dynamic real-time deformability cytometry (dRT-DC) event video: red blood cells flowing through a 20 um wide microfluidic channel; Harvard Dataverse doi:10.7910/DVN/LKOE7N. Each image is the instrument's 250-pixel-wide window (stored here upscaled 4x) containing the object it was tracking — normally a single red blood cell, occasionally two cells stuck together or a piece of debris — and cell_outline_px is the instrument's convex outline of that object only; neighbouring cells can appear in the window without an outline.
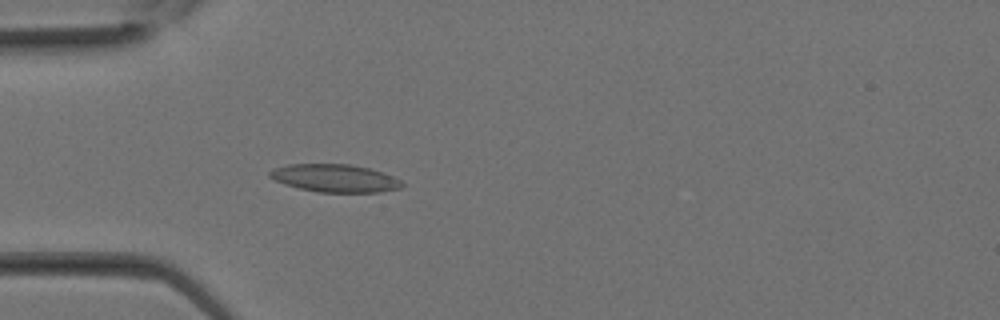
{"species": "Egyptian fruit bat (a non-hibernating species)", "species_latin": "Rousettus aegyptiacus", "temperature_condition": "room temperature", "stored_images_in_passage": 5, "camera_frame_rate_fps": 3000, "um_per_image_px": 0.085, "animal": {"sex": "female"}, "frame": {"image": 1, "passage_image": 1, "time_ms": 0.0, "image_size_px": [1000, 320], "cell_outline_px": [[404, 184], [400, 188], [380, 192], [316, 192], [284, 184], [268, 176], [268, 172], [272, 168], [288, 164], [352, 164], [384, 172], [400, 180]], "centroid_in_image_um": [28.45, 15.14], "position_along_channel_um": 56.6, "area_um2": 21.5}}
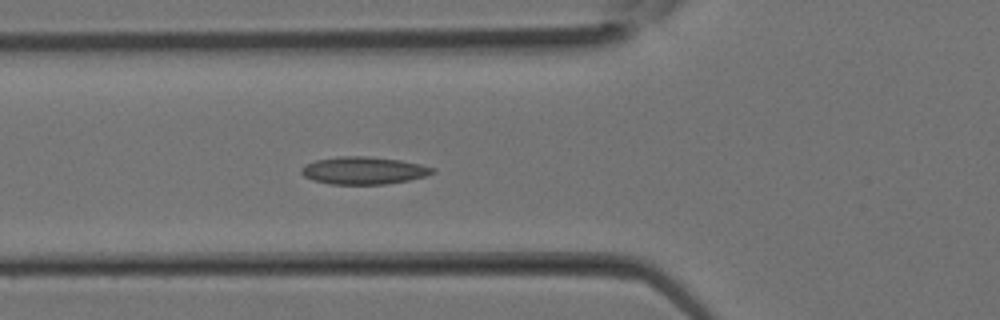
{"frame": {"image": 2, "passage_image": 3, "time_ms": 0.667, "image_size_px": [1000, 320], "cell_outline_px": [[436, 172], [424, 176], [408, 180], [384, 184], [328, 184], [312, 180], [304, 176], [300, 172], [300, 168], [304, 164], [316, 160], [340, 156], [368, 156], [400, 160], [420, 164], [436, 168]], "centroid_in_image_um": [30.88, 14.49], "position_along_channel_um": 94.9, "area_um2": 21.1}}
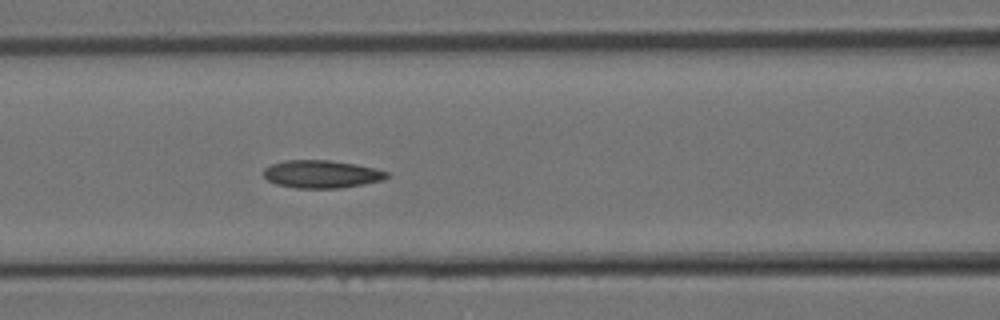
{"frame": {"image": 3, "passage_image": 5, "time_ms": 1.333, "image_size_px": [1000, 320], "cell_outline_px": [[388, 176], [384, 180], [364, 184], [340, 188], [296, 188], [276, 184], [268, 180], [264, 176], [264, 168], [272, 164], [284, 160], [328, 160], [356, 164], [388, 172]], "centroid_in_image_um": [27.32, 14.8], "position_along_channel_um": 139.3, "area_um2": 19.88}}